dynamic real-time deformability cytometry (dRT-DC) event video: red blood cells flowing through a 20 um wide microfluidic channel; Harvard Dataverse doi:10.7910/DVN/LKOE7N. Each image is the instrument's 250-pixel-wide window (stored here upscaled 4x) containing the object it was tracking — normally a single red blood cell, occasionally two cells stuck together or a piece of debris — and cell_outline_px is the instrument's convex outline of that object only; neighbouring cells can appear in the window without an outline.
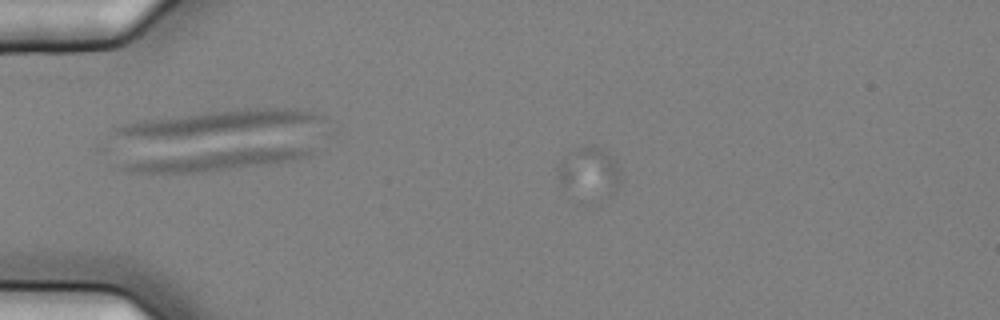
{"species": "common noctule bat (a hibernating species)", "species_latin": "Nyctalus noctula", "temperature_condition": "cold", "stored_images_in_passage": 19, "camera_frame_rate_fps": 3000, "um_per_image_px": 0.085, "animal": {"sex": "female", "body_mass_g": 25.1}, "frame": {"image": 1, "passage_image": 16, "time_ms": 5.0, "image_size_px": [1000, 320], "cell_outline_px": [[312, 152], [304, 156], [292, 160], [268, 164], [196, 172], [128, 172], [120, 168], [120, 164], [144, 160], [212, 152], [248, 148], [312, 148]], "centroid_in_image_um": [18.43, 13.62], "position_along_channel_um": 66.6, "area_um2": 20.23}}